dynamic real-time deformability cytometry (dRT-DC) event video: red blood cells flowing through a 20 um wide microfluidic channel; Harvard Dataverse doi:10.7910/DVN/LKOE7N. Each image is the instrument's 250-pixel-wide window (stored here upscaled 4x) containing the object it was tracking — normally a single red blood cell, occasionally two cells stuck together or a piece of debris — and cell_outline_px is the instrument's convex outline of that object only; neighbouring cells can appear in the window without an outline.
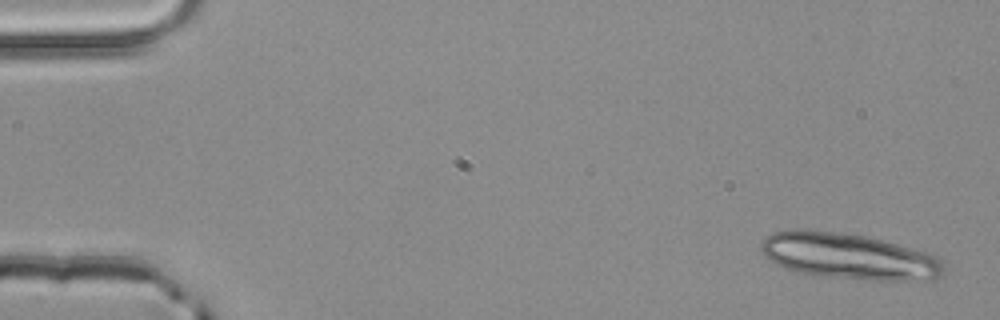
{"species": "common noctule bat (a hibernating species)", "species_latin": "Nyctalus noctula", "temperature_condition": "room temperature", "stored_images_in_passage": 4, "camera_frame_rate_fps": 3000, "um_per_image_px": 0.085, "animal": {"sex": "male", "body_mass_g": 20.4}, "frame": {"image": 1, "passage_image": 1, "time_ms": 0.0, "image_size_px": [1000, 320], "cell_outline_px": [[944, 272], [936, 280], [872, 280], [812, 276], [784, 268], [776, 264], [764, 256], [760, 248], [760, 244], [764, 236], [772, 232], [792, 228], [808, 228], [868, 236], [932, 252], [944, 260]], "centroid_in_image_um": [72.16, 21.77], "position_along_channel_um": 12.8, "area_um2": 50.52}}